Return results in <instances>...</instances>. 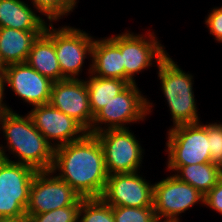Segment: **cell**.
Wrapping results in <instances>:
<instances>
[{"instance_id": "cell-1", "label": "cell", "mask_w": 222, "mask_h": 222, "mask_svg": "<svg viewBox=\"0 0 222 222\" xmlns=\"http://www.w3.org/2000/svg\"><path fill=\"white\" fill-rule=\"evenodd\" d=\"M51 171H58L56 175L82 198H101L109 176L102 146L90 133L80 140L56 147Z\"/></svg>"}, {"instance_id": "cell-2", "label": "cell", "mask_w": 222, "mask_h": 222, "mask_svg": "<svg viewBox=\"0 0 222 222\" xmlns=\"http://www.w3.org/2000/svg\"><path fill=\"white\" fill-rule=\"evenodd\" d=\"M0 125L7 144L5 147L0 145V158L9 159L5 152L10 150L19 159L12 162L29 165L37 171L51 170L55 148L35 127L28 114L23 117L13 110H4L0 112Z\"/></svg>"}, {"instance_id": "cell-3", "label": "cell", "mask_w": 222, "mask_h": 222, "mask_svg": "<svg viewBox=\"0 0 222 222\" xmlns=\"http://www.w3.org/2000/svg\"><path fill=\"white\" fill-rule=\"evenodd\" d=\"M157 66L161 89L173 119L172 127L201 122L194 98L193 76L181 70L169 54Z\"/></svg>"}, {"instance_id": "cell-4", "label": "cell", "mask_w": 222, "mask_h": 222, "mask_svg": "<svg viewBox=\"0 0 222 222\" xmlns=\"http://www.w3.org/2000/svg\"><path fill=\"white\" fill-rule=\"evenodd\" d=\"M37 170L0 158V220L27 218L30 187Z\"/></svg>"}, {"instance_id": "cell-5", "label": "cell", "mask_w": 222, "mask_h": 222, "mask_svg": "<svg viewBox=\"0 0 222 222\" xmlns=\"http://www.w3.org/2000/svg\"><path fill=\"white\" fill-rule=\"evenodd\" d=\"M142 95L136 83L129 84L94 116L92 134L105 129L129 128L126 124L143 121L152 112L153 105ZM102 124H107V128H102Z\"/></svg>"}, {"instance_id": "cell-6", "label": "cell", "mask_w": 222, "mask_h": 222, "mask_svg": "<svg viewBox=\"0 0 222 222\" xmlns=\"http://www.w3.org/2000/svg\"><path fill=\"white\" fill-rule=\"evenodd\" d=\"M167 166H187L211 162L206 124H183L168 131Z\"/></svg>"}, {"instance_id": "cell-7", "label": "cell", "mask_w": 222, "mask_h": 222, "mask_svg": "<svg viewBox=\"0 0 222 222\" xmlns=\"http://www.w3.org/2000/svg\"><path fill=\"white\" fill-rule=\"evenodd\" d=\"M130 131L129 128L105 129L94 134L102 146L108 175L140 170L144 150Z\"/></svg>"}, {"instance_id": "cell-8", "label": "cell", "mask_w": 222, "mask_h": 222, "mask_svg": "<svg viewBox=\"0 0 222 222\" xmlns=\"http://www.w3.org/2000/svg\"><path fill=\"white\" fill-rule=\"evenodd\" d=\"M147 35L148 38L142 34L134 35V33L127 31L108 37L121 50L125 81L128 84L136 83L135 74L152 67L154 65L152 62L160 63L168 55L154 32H148Z\"/></svg>"}, {"instance_id": "cell-9", "label": "cell", "mask_w": 222, "mask_h": 222, "mask_svg": "<svg viewBox=\"0 0 222 222\" xmlns=\"http://www.w3.org/2000/svg\"><path fill=\"white\" fill-rule=\"evenodd\" d=\"M54 174L51 170H43L34 175L26 216L74 205L81 198L68 183Z\"/></svg>"}, {"instance_id": "cell-10", "label": "cell", "mask_w": 222, "mask_h": 222, "mask_svg": "<svg viewBox=\"0 0 222 222\" xmlns=\"http://www.w3.org/2000/svg\"><path fill=\"white\" fill-rule=\"evenodd\" d=\"M198 202L204 204V195L175 175L154 184L153 207L157 220L180 221L179 214Z\"/></svg>"}, {"instance_id": "cell-11", "label": "cell", "mask_w": 222, "mask_h": 222, "mask_svg": "<svg viewBox=\"0 0 222 222\" xmlns=\"http://www.w3.org/2000/svg\"><path fill=\"white\" fill-rule=\"evenodd\" d=\"M89 35L81 29L70 26L54 28L55 51L65 79H78L84 60L88 55L92 60L95 39Z\"/></svg>"}, {"instance_id": "cell-12", "label": "cell", "mask_w": 222, "mask_h": 222, "mask_svg": "<svg viewBox=\"0 0 222 222\" xmlns=\"http://www.w3.org/2000/svg\"><path fill=\"white\" fill-rule=\"evenodd\" d=\"M154 184L138 172L118 173L107 177L101 198L110 206L153 207Z\"/></svg>"}, {"instance_id": "cell-13", "label": "cell", "mask_w": 222, "mask_h": 222, "mask_svg": "<svg viewBox=\"0 0 222 222\" xmlns=\"http://www.w3.org/2000/svg\"><path fill=\"white\" fill-rule=\"evenodd\" d=\"M28 115L54 148L80 140L88 133L74 118L50 104L34 106Z\"/></svg>"}, {"instance_id": "cell-14", "label": "cell", "mask_w": 222, "mask_h": 222, "mask_svg": "<svg viewBox=\"0 0 222 222\" xmlns=\"http://www.w3.org/2000/svg\"><path fill=\"white\" fill-rule=\"evenodd\" d=\"M49 104L74 118L92 134L94 116L84 80L78 78L53 82Z\"/></svg>"}, {"instance_id": "cell-15", "label": "cell", "mask_w": 222, "mask_h": 222, "mask_svg": "<svg viewBox=\"0 0 222 222\" xmlns=\"http://www.w3.org/2000/svg\"><path fill=\"white\" fill-rule=\"evenodd\" d=\"M4 86L7 85L24 102L38 106L49 104L53 81L42 76L27 63L10 64L3 71Z\"/></svg>"}, {"instance_id": "cell-16", "label": "cell", "mask_w": 222, "mask_h": 222, "mask_svg": "<svg viewBox=\"0 0 222 222\" xmlns=\"http://www.w3.org/2000/svg\"><path fill=\"white\" fill-rule=\"evenodd\" d=\"M26 63L53 82L65 79L62 76L55 51L52 23L46 26L45 32L33 43Z\"/></svg>"}, {"instance_id": "cell-17", "label": "cell", "mask_w": 222, "mask_h": 222, "mask_svg": "<svg viewBox=\"0 0 222 222\" xmlns=\"http://www.w3.org/2000/svg\"><path fill=\"white\" fill-rule=\"evenodd\" d=\"M89 74L125 81L121 50L107 37L94 40Z\"/></svg>"}, {"instance_id": "cell-18", "label": "cell", "mask_w": 222, "mask_h": 222, "mask_svg": "<svg viewBox=\"0 0 222 222\" xmlns=\"http://www.w3.org/2000/svg\"><path fill=\"white\" fill-rule=\"evenodd\" d=\"M44 32L0 28V57L3 65L26 63L33 43Z\"/></svg>"}, {"instance_id": "cell-19", "label": "cell", "mask_w": 222, "mask_h": 222, "mask_svg": "<svg viewBox=\"0 0 222 222\" xmlns=\"http://www.w3.org/2000/svg\"><path fill=\"white\" fill-rule=\"evenodd\" d=\"M29 6L21 0H0V28L45 31L48 24Z\"/></svg>"}, {"instance_id": "cell-20", "label": "cell", "mask_w": 222, "mask_h": 222, "mask_svg": "<svg viewBox=\"0 0 222 222\" xmlns=\"http://www.w3.org/2000/svg\"><path fill=\"white\" fill-rule=\"evenodd\" d=\"M180 181L190 184L204 196L218 183L222 168L212 162L187 166H167Z\"/></svg>"}, {"instance_id": "cell-21", "label": "cell", "mask_w": 222, "mask_h": 222, "mask_svg": "<svg viewBox=\"0 0 222 222\" xmlns=\"http://www.w3.org/2000/svg\"><path fill=\"white\" fill-rule=\"evenodd\" d=\"M88 77L89 79L84 81L93 116L129 85L126 81L119 79L102 78L92 74Z\"/></svg>"}, {"instance_id": "cell-22", "label": "cell", "mask_w": 222, "mask_h": 222, "mask_svg": "<svg viewBox=\"0 0 222 222\" xmlns=\"http://www.w3.org/2000/svg\"><path fill=\"white\" fill-rule=\"evenodd\" d=\"M78 222H115L112 206L102 198H83Z\"/></svg>"}, {"instance_id": "cell-23", "label": "cell", "mask_w": 222, "mask_h": 222, "mask_svg": "<svg viewBox=\"0 0 222 222\" xmlns=\"http://www.w3.org/2000/svg\"><path fill=\"white\" fill-rule=\"evenodd\" d=\"M33 8L51 23L74 10L77 0H31Z\"/></svg>"}, {"instance_id": "cell-24", "label": "cell", "mask_w": 222, "mask_h": 222, "mask_svg": "<svg viewBox=\"0 0 222 222\" xmlns=\"http://www.w3.org/2000/svg\"><path fill=\"white\" fill-rule=\"evenodd\" d=\"M81 197L74 205L58 208L41 214H30L28 222H78Z\"/></svg>"}, {"instance_id": "cell-25", "label": "cell", "mask_w": 222, "mask_h": 222, "mask_svg": "<svg viewBox=\"0 0 222 222\" xmlns=\"http://www.w3.org/2000/svg\"><path fill=\"white\" fill-rule=\"evenodd\" d=\"M115 222H156L154 207L112 206Z\"/></svg>"}, {"instance_id": "cell-26", "label": "cell", "mask_w": 222, "mask_h": 222, "mask_svg": "<svg viewBox=\"0 0 222 222\" xmlns=\"http://www.w3.org/2000/svg\"><path fill=\"white\" fill-rule=\"evenodd\" d=\"M211 162L222 168V124H206Z\"/></svg>"}, {"instance_id": "cell-27", "label": "cell", "mask_w": 222, "mask_h": 222, "mask_svg": "<svg viewBox=\"0 0 222 222\" xmlns=\"http://www.w3.org/2000/svg\"><path fill=\"white\" fill-rule=\"evenodd\" d=\"M205 24L217 42H222V6L216 7L208 14Z\"/></svg>"}, {"instance_id": "cell-28", "label": "cell", "mask_w": 222, "mask_h": 222, "mask_svg": "<svg viewBox=\"0 0 222 222\" xmlns=\"http://www.w3.org/2000/svg\"><path fill=\"white\" fill-rule=\"evenodd\" d=\"M204 205L222 214V175L218 183L204 196Z\"/></svg>"}, {"instance_id": "cell-29", "label": "cell", "mask_w": 222, "mask_h": 222, "mask_svg": "<svg viewBox=\"0 0 222 222\" xmlns=\"http://www.w3.org/2000/svg\"><path fill=\"white\" fill-rule=\"evenodd\" d=\"M4 91H5V87H4L3 73H0V112L4 110L12 111V109L9 106H7L6 103H3L4 97H5Z\"/></svg>"}, {"instance_id": "cell-30", "label": "cell", "mask_w": 222, "mask_h": 222, "mask_svg": "<svg viewBox=\"0 0 222 222\" xmlns=\"http://www.w3.org/2000/svg\"><path fill=\"white\" fill-rule=\"evenodd\" d=\"M0 222H28L27 218L17 220H0Z\"/></svg>"}, {"instance_id": "cell-31", "label": "cell", "mask_w": 222, "mask_h": 222, "mask_svg": "<svg viewBox=\"0 0 222 222\" xmlns=\"http://www.w3.org/2000/svg\"><path fill=\"white\" fill-rule=\"evenodd\" d=\"M4 69H5V66L3 65L1 57H0V73H3Z\"/></svg>"}, {"instance_id": "cell-32", "label": "cell", "mask_w": 222, "mask_h": 222, "mask_svg": "<svg viewBox=\"0 0 222 222\" xmlns=\"http://www.w3.org/2000/svg\"><path fill=\"white\" fill-rule=\"evenodd\" d=\"M156 222H180V221H170V220H164V221H162V220H157Z\"/></svg>"}]
</instances>
